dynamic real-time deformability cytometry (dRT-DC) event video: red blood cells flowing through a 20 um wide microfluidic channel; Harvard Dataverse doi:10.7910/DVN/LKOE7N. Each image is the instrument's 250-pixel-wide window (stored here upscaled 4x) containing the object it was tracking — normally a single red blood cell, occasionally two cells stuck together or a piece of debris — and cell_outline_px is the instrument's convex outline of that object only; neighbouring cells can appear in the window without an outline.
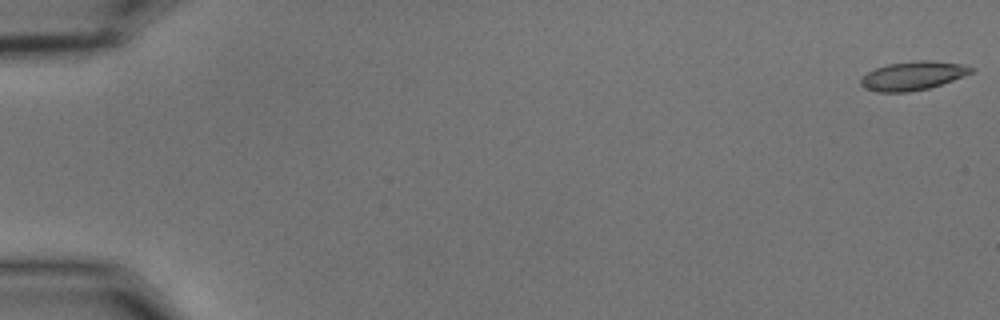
{"species": "common noctule bat (a hibernating species)", "species_latin": "Nyctalus noctula", "temperature_condition": "cold", "stored_images_in_passage": 56, "camera_frame_rate_fps": 3000, "um_per_image_px": 0.085, "animal": {"sex": "male", "body_mass_g": 15.6}, "frame": {"image": 1, "passage_image": 1, "time_ms": 0.0, "image_size_px": [1000, 320], "cell_outline_px": [[976, 68], [972, 72], [952, 80], [928, 88], [908, 92], [876, 92], [864, 88], [860, 84], [860, 80], [868, 72], [876, 68], [888, 64], [916, 60], [932, 60], [968, 64]], "centroid_in_image_um": [77.62, 6.42], "position_along_channel_um": 7.4, "area_um2": 18.55}}
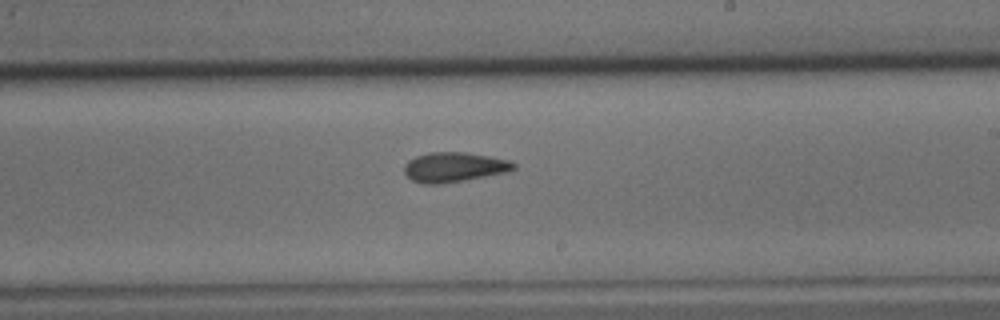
{"frame": {"image": 2, "passage_image": 34, "time_ms": 11.0, "image_size_px": [1000, 320], "cell_outline_px": [[516, 168], [508, 172], [444, 184], [424, 184], [412, 180], [404, 172], [404, 164], [408, 160], [416, 156], [428, 152], [464, 152], [512, 160], [516, 164]], "centroid_in_image_um": [38.61, 14.21], "position_along_channel_um": 250.4, "area_um2": 19.19}}
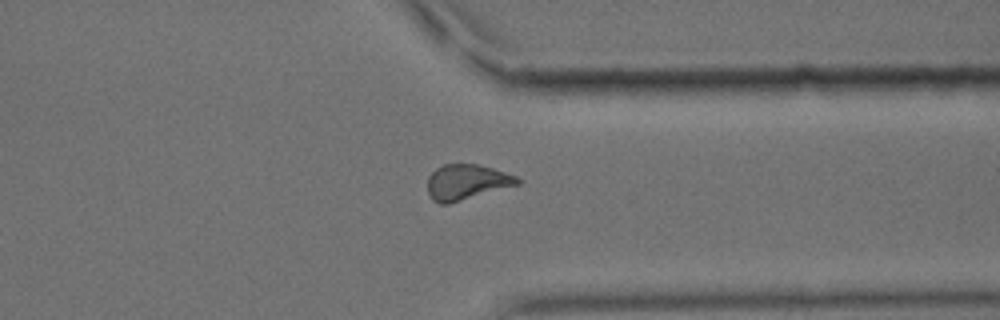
{"frame": {"image": 3, "passage_image": 44, "time_ms": 14.333, "image_size_px": [1000, 320], "cell_outline_px": [[520, 184], [448, 204], [440, 204], [432, 200], [428, 192], [428, 176], [436, 168], [444, 164], [480, 164], [516, 176], [520, 180]], "centroid_in_image_um": [39.64, 15.48], "position_along_channel_um": 371.8, "area_um2": 18.5}, "authors_computed_cell_mechanics": {"area_um2": 18.6405, "velocity_mm_per_s": 3.6594, "shape_relaxation_time_tau1_ms": 9.9316, "shape_relaxation_time_tau2_ms": 4.2819, "deformation_change_tau1": 0.2152, "deformation_change_tau2": 0.123}}